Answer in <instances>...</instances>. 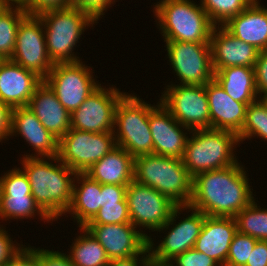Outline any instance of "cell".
I'll list each match as a JSON object with an SVG mask.
<instances>
[{
    "mask_svg": "<svg viewBox=\"0 0 267 266\" xmlns=\"http://www.w3.org/2000/svg\"><path fill=\"white\" fill-rule=\"evenodd\" d=\"M39 259L41 266H74L69 256L58 250H44V248H39Z\"/></svg>",
    "mask_w": 267,
    "mask_h": 266,
    "instance_id": "cell-42",
    "label": "cell"
},
{
    "mask_svg": "<svg viewBox=\"0 0 267 266\" xmlns=\"http://www.w3.org/2000/svg\"><path fill=\"white\" fill-rule=\"evenodd\" d=\"M70 6V0H27L23 9L32 15H38L51 9H59Z\"/></svg>",
    "mask_w": 267,
    "mask_h": 266,
    "instance_id": "cell-41",
    "label": "cell"
},
{
    "mask_svg": "<svg viewBox=\"0 0 267 266\" xmlns=\"http://www.w3.org/2000/svg\"><path fill=\"white\" fill-rule=\"evenodd\" d=\"M10 60L35 72L43 80L50 73L54 64L47 53L44 27L38 15L27 14L21 20Z\"/></svg>",
    "mask_w": 267,
    "mask_h": 266,
    "instance_id": "cell-14",
    "label": "cell"
},
{
    "mask_svg": "<svg viewBox=\"0 0 267 266\" xmlns=\"http://www.w3.org/2000/svg\"><path fill=\"white\" fill-rule=\"evenodd\" d=\"M258 240L237 231L230 244L225 266H245Z\"/></svg>",
    "mask_w": 267,
    "mask_h": 266,
    "instance_id": "cell-35",
    "label": "cell"
},
{
    "mask_svg": "<svg viewBox=\"0 0 267 266\" xmlns=\"http://www.w3.org/2000/svg\"><path fill=\"white\" fill-rule=\"evenodd\" d=\"M42 81L35 72L12 60H0V101L12 108L27 106Z\"/></svg>",
    "mask_w": 267,
    "mask_h": 266,
    "instance_id": "cell-21",
    "label": "cell"
},
{
    "mask_svg": "<svg viewBox=\"0 0 267 266\" xmlns=\"http://www.w3.org/2000/svg\"><path fill=\"white\" fill-rule=\"evenodd\" d=\"M13 108L6 103L0 101V142L9 140L11 133ZM9 137V138H8Z\"/></svg>",
    "mask_w": 267,
    "mask_h": 266,
    "instance_id": "cell-44",
    "label": "cell"
},
{
    "mask_svg": "<svg viewBox=\"0 0 267 266\" xmlns=\"http://www.w3.org/2000/svg\"><path fill=\"white\" fill-rule=\"evenodd\" d=\"M134 94H125L117 104L113 133L116 144L134 158L153 154L149 113L156 106Z\"/></svg>",
    "mask_w": 267,
    "mask_h": 266,
    "instance_id": "cell-7",
    "label": "cell"
},
{
    "mask_svg": "<svg viewBox=\"0 0 267 266\" xmlns=\"http://www.w3.org/2000/svg\"><path fill=\"white\" fill-rule=\"evenodd\" d=\"M185 210L186 213L187 211L188 213L191 211V214L186 215V218L183 217L176 224V220L179 218L178 216ZM205 217L206 215L201 211L193 209L190 206H177L173 210L170 219L157 230V232L169 230L167 231L168 233H165L167 235L160 240L161 242L159 241L158 246H154V238H151V236L148 238L150 259L159 263H168L175 256L194 248Z\"/></svg>",
    "mask_w": 267,
    "mask_h": 266,
    "instance_id": "cell-8",
    "label": "cell"
},
{
    "mask_svg": "<svg viewBox=\"0 0 267 266\" xmlns=\"http://www.w3.org/2000/svg\"><path fill=\"white\" fill-rule=\"evenodd\" d=\"M79 230L80 235L76 236L70 246V251L67 252L72 264L74 266H108L110 259L101 244L85 227H80Z\"/></svg>",
    "mask_w": 267,
    "mask_h": 266,
    "instance_id": "cell-29",
    "label": "cell"
},
{
    "mask_svg": "<svg viewBox=\"0 0 267 266\" xmlns=\"http://www.w3.org/2000/svg\"><path fill=\"white\" fill-rule=\"evenodd\" d=\"M4 266H41L39 248L25 245Z\"/></svg>",
    "mask_w": 267,
    "mask_h": 266,
    "instance_id": "cell-39",
    "label": "cell"
},
{
    "mask_svg": "<svg viewBox=\"0 0 267 266\" xmlns=\"http://www.w3.org/2000/svg\"><path fill=\"white\" fill-rule=\"evenodd\" d=\"M239 143L255 136L267 141V100L258 99L248 105L246 118L241 131L237 134Z\"/></svg>",
    "mask_w": 267,
    "mask_h": 266,
    "instance_id": "cell-32",
    "label": "cell"
},
{
    "mask_svg": "<svg viewBox=\"0 0 267 266\" xmlns=\"http://www.w3.org/2000/svg\"><path fill=\"white\" fill-rule=\"evenodd\" d=\"M38 16L43 23L46 49L52 63L81 61L73 52L76 44L85 29L99 22L89 12L72 6L47 10Z\"/></svg>",
    "mask_w": 267,
    "mask_h": 266,
    "instance_id": "cell-3",
    "label": "cell"
},
{
    "mask_svg": "<svg viewBox=\"0 0 267 266\" xmlns=\"http://www.w3.org/2000/svg\"><path fill=\"white\" fill-rule=\"evenodd\" d=\"M237 231L235 217L206 215L194 249L214 259L220 266H225L230 244Z\"/></svg>",
    "mask_w": 267,
    "mask_h": 266,
    "instance_id": "cell-22",
    "label": "cell"
},
{
    "mask_svg": "<svg viewBox=\"0 0 267 266\" xmlns=\"http://www.w3.org/2000/svg\"><path fill=\"white\" fill-rule=\"evenodd\" d=\"M116 0H70V6L89 12L97 21Z\"/></svg>",
    "mask_w": 267,
    "mask_h": 266,
    "instance_id": "cell-38",
    "label": "cell"
},
{
    "mask_svg": "<svg viewBox=\"0 0 267 266\" xmlns=\"http://www.w3.org/2000/svg\"><path fill=\"white\" fill-rule=\"evenodd\" d=\"M188 137L183 164L193 178L197 174L232 166L238 162L234 154L240 145L236 133L220 129L192 130Z\"/></svg>",
    "mask_w": 267,
    "mask_h": 266,
    "instance_id": "cell-6",
    "label": "cell"
},
{
    "mask_svg": "<svg viewBox=\"0 0 267 266\" xmlns=\"http://www.w3.org/2000/svg\"><path fill=\"white\" fill-rule=\"evenodd\" d=\"M255 201L235 216L237 230L257 240L267 241V208L258 206Z\"/></svg>",
    "mask_w": 267,
    "mask_h": 266,
    "instance_id": "cell-31",
    "label": "cell"
},
{
    "mask_svg": "<svg viewBox=\"0 0 267 266\" xmlns=\"http://www.w3.org/2000/svg\"><path fill=\"white\" fill-rule=\"evenodd\" d=\"M4 228L3 225H0V266H4L24 247L23 244L16 243V240L13 241L8 231Z\"/></svg>",
    "mask_w": 267,
    "mask_h": 266,
    "instance_id": "cell-40",
    "label": "cell"
},
{
    "mask_svg": "<svg viewBox=\"0 0 267 266\" xmlns=\"http://www.w3.org/2000/svg\"><path fill=\"white\" fill-rule=\"evenodd\" d=\"M84 227L105 249L110 261L142 254L148 248V239L131 223Z\"/></svg>",
    "mask_w": 267,
    "mask_h": 266,
    "instance_id": "cell-18",
    "label": "cell"
},
{
    "mask_svg": "<svg viewBox=\"0 0 267 266\" xmlns=\"http://www.w3.org/2000/svg\"><path fill=\"white\" fill-rule=\"evenodd\" d=\"M8 4L4 0H0V13Z\"/></svg>",
    "mask_w": 267,
    "mask_h": 266,
    "instance_id": "cell-49",
    "label": "cell"
},
{
    "mask_svg": "<svg viewBox=\"0 0 267 266\" xmlns=\"http://www.w3.org/2000/svg\"><path fill=\"white\" fill-rule=\"evenodd\" d=\"M20 163L39 207L54 221L67 215L77 173L58 156L22 157Z\"/></svg>",
    "mask_w": 267,
    "mask_h": 266,
    "instance_id": "cell-2",
    "label": "cell"
},
{
    "mask_svg": "<svg viewBox=\"0 0 267 266\" xmlns=\"http://www.w3.org/2000/svg\"><path fill=\"white\" fill-rule=\"evenodd\" d=\"M212 129L238 134L245 122L248 105L233 100L213 79L205 85Z\"/></svg>",
    "mask_w": 267,
    "mask_h": 266,
    "instance_id": "cell-23",
    "label": "cell"
},
{
    "mask_svg": "<svg viewBox=\"0 0 267 266\" xmlns=\"http://www.w3.org/2000/svg\"><path fill=\"white\" fill-rule=\"evenodd\" d=\"M171 266H220L214 259L192 248L168 262Z\"/></svg>",
    "mask_w": 267,
    "mask_h": 266,
    "instance_id": "cell-36",
    "label": "cell"
},
{
    "mask_svg": "<svg viewBox=\"0 0 267 266\" xmlns=\"http://www.w3.org/2000/svg\"><path fill=\"white\" fill-rule=\"evenodd\" d=\"M116 146L113 132L93 133L70 128L59 140L58 158L76 173H85Z\"/></svg>",
    "mask_w": 267,
    "mask_h": 266,
    "instance_id": "cell-9",
    "label": "cell"
},
{
    "mask_svg": "<svg viewBox=\"0 0 267 266\" xmlns=\"http://www.w3.org/2000/svg\"><path fill=\"white\" fill-rule=\"evenodd\" d=\"M134 181L156 189L177 206H188L192 198L193 178L182 159L154 154L136 157Z\"/></svg>",
    "mask_w": 267,
    "mask_h": 266,
    "instance_id": "cell-5",
    "label": "cell"
},
{
    "mask_svg": "<svg viewBox=\"0 0 267 266\" xmlns=\"http://www.w3.org/2000/svg\"><path fill=\"white\" fill-rule=\"evenodd\" d=\"M214 79L235 101L249 105L259 99L253 67H225L214 72Z\"/></svg>",
    "mask_w": 267,
    "mask_h": 266,
    "instance_id": "cell-28",
    "label": "cell"
},
{
    "mask_svg": "<svg viewBox=\"0 0 267 266\" xmlns=\"http://www.w3.org/2000/svg\"><path fill=\"white\" fill-rule=\"evenodd\" d=\"M149 126L154 155L183 158L191 130L178 123L160 101L149 113Z\"/></svg>",
    "mask_w": 267,
    "mask_h": 266,
    "instance_id": "cell-17",
    "label": "cell"
},
{
    "mask_svg": "<svg viewBox=\"0 0 267 266\" xmlns=\"http://www.w3.org/2000/svg\"><path fill=\"white\" fill-rule=\"evenodd\" d=\"M27 107L58 140L71 128V114L59 102L54 91L44 80L35 89Z\"/></svg>",
    "mask_w": 267,
    "mask_h": 266,
    "instance_id": "cell-24",
    "label": "cell"
},
{
    "mask_svg": "<svg viewBox=\"0 0 267 266\" xmlns=\"http://www.w3.org/2000/svg\"><path fill=\"white\" fill-rule=\"evenodd\" d=\"M212 67L214 72L225 67H254L259 50L234 37L223 26H214L210 37Z\"/></svg>",
    "mask_w": 267,
    "mask_h": 266,
    "instance_id": "cell-19",
    "label": "cell"
},
{
    "mask_svg": "<svg viewBox=\"0 0 267 266\" xmlns=\"http://www.w3.org/2000/svg\"><path fill=\"white\" fill-rule=\"evenodd\" d=\"M27 14L22 5L9 4L0 13V60L12 57L18 26Z\"/></svg>",
    "mask_w": 267,
    "mask_h": 266,
    "instance_id": "cell-30",
    "label": "cell"
},
{
    "mask_svg": "<svg viewBox=\"0 0 267 266\" xmlns=\"http://www.w3.org/2000/svg\"><path fill=\"white\" fill-rule=\"evenodd\" d=\"M126 188L116 184H101L102 206L121 202L126 197Z\"/></svg>",
    "mask_w": 267,
    "mask_h": 266,
    "instance_id": "cell-43",
    "label": "cell"
},
{
    "mask_svg": "<svg viewBox=\"0 0 267 266\" xmlns=\"http://www.w3.org/2000/svg\"><path fill=\"white\" fill-rule=\"evenodd\" d=\"M127 92L100 85L71 114V128L93 133L113 132L115 110Z\"/></svg>",
    "mask_w": 267,
    "mask_h": 266,
    "instance_id": "cell-16",
    "label": "cell"
},
{
    "mask_svg": "<svg viewBox=\"0 0 267 266\" xmlns=\"http://www.w3.org/2000/svg\"><path fill=\"white\" fill-rule=\"evenodd\" d=\"M85 173L100 184L128 186L134 180V157L116 146Z\"/></svg>",
    "mask_w": 267,
    "mask_h": 266,
    "instance_id": "cell-26",
    "label": "cell"
},
{
    "mask_svg": "<svg viewBox=\"0 0 267 266\" xmlns=\"http://www.w3.org/2000/svg\"><path fill=\"white\" fill-rule=\"evenodd\" d=\"M81 61L54 64L44 81L59 102L72 114L100 85L93 70Z\"/></svg>",
    "mask_w": 267,
    "mask_h": 266,
    "instance_id": "cell-10",
    "label": "cell"
},
{
    "mask_svg": "<svg viewBox=\"0 0 267 266\" xmlns=\"http://www.w3.org/2000/svg\"><path fill=\"white\" fill-rule=\"evenodd\" d=\"M141 257V258H140ZM150 260L149 249L128 258L113 259L108 266H146Z\"/></svg>",
    "mask_w": 267,
    "mask_h": 266,
    "instance_id": "cell-46",
    "label": "cell"
},
{
    "mask_svg": "<svg viewBox=\"0 0 267 266\" xmlns=\"http://www.w3.org/2000/svg\"><path fill=\"white\" fill-rule=\"evenodd\" d=\"M47 223L53 220L39 207L31 194L30 183L21 168L14 167L0 177V219H31L35 216ZM52 221V222H51Z\"/></svg>",
    "mask_w": 267,
    "mask_h": 266,
    "instance_id": "cell-15",
    "label": "cell"
},
{
    "mask_svg": "<svg viewBox=\"0 0 267 266\" xmlns=\"http://www.w3.org/2000/svg\"><path fill=\"white\" fill-rule=\"evenodd\" d=\"M245 266H267V241L256 242Z\"/></svg>",
    "mask_w": 267,
    "mask_h": 266,
    "instance_id": "cell-45",
    "label": "cell"
},
{
    "mask_svg": "<svg viewBox=\"0 0 267 266\" xmlns=\"http://www.w3.org/2000/svg\"><path fill=\"white\" fill-rule=\"evenodd\" d=\"M153 9L163 40L209 43L215 25L200 3L163 0L158 1Z\"/></svg>",
    "mask_w": 267,
    "mask_h": 266,
    "instance_id": "cell-4",
    "label": "cell"
},
{
    "mask_svg": "<svg viewBox=\"0 0 267 266\" xmlns=\"http://www.w3.org/2000/svg\"><path fill=\"white\" fill-rule=\"evenodd\" d=\"M18 134L32 146L35 153L23 157H55L58 156L59 140L55 138L27 107H16L12 110L11 136Z\"/></svg>",
    "mask_w": 267,
    "mask_h": 266,
    "instance_id": "cell-20",
    "label": "cell"
},
{
    "mask_svg": "<svg viewBox=\"0 0 267 266\" xmlns=\"http://www.w3.org/2000/svg\"><path fill=\"white\" fill-rule=\"evenodd\" d=\"M252 3H259V0H250Z\"/></svg>",
    "mask_w": 267,
    "mask_h": 266,
    "instance_id": "cell-50",
    "label": "cell"
},
{
    "mask_svg": "<svg viewBox=\"0 0 267 266\" xmlns=\"http://www.w3.org/2000/svg\"><path fill=\"white\" fill-rule=\"evenodd\" d=\"M223 27L234 37L251 44L259 51L267 50V7L251 3L244 11L230 18Z\"/></svg>",
    "mask_w": 267,
    "mask_h": 266,
    "instance_id": "cell-25",
    "label": "cell"
},
{
    "mask_svg": "<svg viewBox=\"0 0 267 266\" xmlns=\"http://www.w3.org/2000/svg\"><path fill=\"white\" fill-rule=\"evenodd\" d=\"M160 102L175 120L192 130L209 129L210 111L205 85L167 84Z\"/></svg>",
    "mask_w": 267,
    "mask_h": 266,
    "instance_id": "cell-11",
    "label": "cell"
},
{
    "mask_svg": "<svg viewBox=\"0 0 267 266\" xmlns=\"http://www.w3.org/2000/svg\"><path fill=\"white\" fill-rule=\"evenodd\" d=\"M253 68L255 75V86L259 99H266L267 98V50L259 51L257 61Z\"/></svg>",
    "mask_w": 267,
    "mask_h": 266,
    "instance_id": "cell-37",
    "label": "cell"
},
{
    "mask_svg": "<svg viewBox=\"0 0 267 266\" xmlns=\"http://www.w3.org/2000/svg\"><path fill=\"white\" fill-rule=\"evenodd\" d=\"M101 207V184L86 173H77L73 184L72 200L66 213L72 216L79 227H84L95 217Z\"/></svg>",
    "mask_w": 267,
    "mask_h": 266,
    "instance_id": "cell-27",
    "label": "cell"
},
{
    "mask_svg": "<svg viewBox=\"0 0 267 266\" xmlns=\"http://www.w3.org/2000/svg\"><path fill=\"white\" fill-rule=\"evenodd\" d=\"M167 58L182 85H206L214 79L210 43L164 40Z\"/></svg>",
    "mask_w": 267,
    "mask_h": 266,
    "instance_id": "cell-13",
    "label": "cell"
},
{
    "mask_svg": "<svg viewBox=\"0 0 267 266\" xmlns=\"http://www.w3.org/2000/svg\"><path fill=\"white\" fill-rule=\"evenodd\" d=\"M126 200L131 224L138 227L147 239L150 234L148 236L145 230L157 231L170 219L173 210L177 207L173 201L156 189L134 180L126 188Z\"/></svg>",
    "mask_w": 267,
    "mask_h": 266,
    "instance_id": "cell-12",
    "label": "cell"
},
{
    "mask_svg": "<svg viewBox=\"0 0 267 266\" xmlns=\"http://www.w3.org/2000/svg\"><path fill=\"white\" fill-rule=\"evenodd\" d=\"M131 223L126 197L119 203L104 204L86 225Z\"/></svg>",
    "mask_w": 267,
    "mask_h": 266,
    "instance_id": "cell-34",
    "label": "cell"
},
{
    "mask_svg": "<svg viewBox=\"0 0 267 266\" xmlns=\"http://www.w3.org/2000/svg\"><path fill=\"white\" fill-rule=\"evenodd\" d=\"M146 266H171L169 263H159L153 260H149Z\"/></svg>",
    "mask_w": 267,
    "mask_h": 266,
    "instance_id": "cell-48",
    "label": "cell"
},
{
    "mask_svg": "<svg viewBox=\"0 0 267 266\" xmlns=\"http://www.w3.org/2000/svg\"><path fill=\"white\" fill-rule=\"evenodd\" d=\"M9 5H23L27 0H4Z\"/></svg>",
    "mask_w": 267,
    "mask_h": 266,
    "instance_id": "cell-47",
    "label": "cell"
},
{
    "mask_svg": "<svg viewBox=\"0 0 267 266\" xmlns=\"http://www.w3.org/2000/svg\"><path fill=\"white\" fill-rule=\"evenodd\" d=\"M251 3L250 0H200L202 8L215 26H223Z\"/></svg>",
    "mask_w": 267,
    "mask_h": 266,
    "instance_id": "cell-33",
    "label": "cell"
},
{
    "mask_svg": "<svg viewBox=\"0 0 267 266\" xmlns=\"http://www.w3.org/2000/svg\"><path fill=\"white\" fill-rule=\"evenodd\" d=\"M243 167L238 161L232 166L197 174L193 177L188 206L208 216L235 217L256 196Z\"/></svg>",
    "mask_w": 267,
    "mask_h": 266,
    "instance_id": "cell-1",
    "label": "cell"
}]
</instances>
